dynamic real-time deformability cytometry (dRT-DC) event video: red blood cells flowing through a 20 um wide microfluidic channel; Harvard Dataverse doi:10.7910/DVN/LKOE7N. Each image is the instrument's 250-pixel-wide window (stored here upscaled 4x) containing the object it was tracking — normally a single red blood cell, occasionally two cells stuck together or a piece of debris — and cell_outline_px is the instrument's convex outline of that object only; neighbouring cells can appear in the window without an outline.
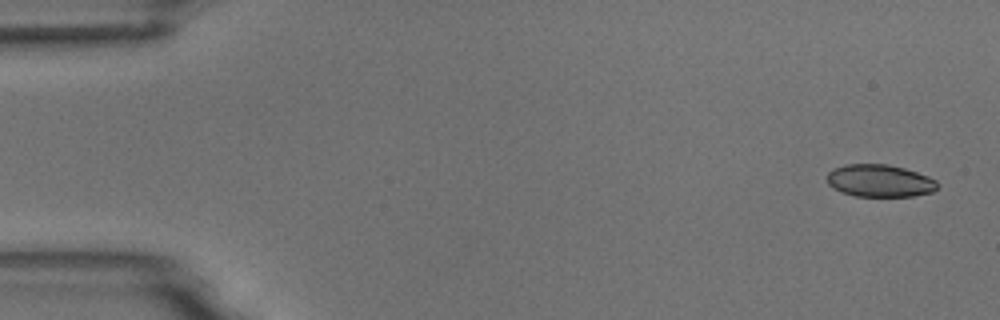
{"species": "common noctule bat (a hibernating species)", "species_latin": "Nyctalus noctula", "temperature_condition": "room temperature", "stored_images_in_passage": 4, "camera_frame_rate_fps": 3000, "um_per_image_px": 0.085, "animal": {"sex": "male", "body_mass_g": 18.8}, "frame": {"image": 1, "passage_image": 1, "time_ms": 0.0, "image_size_px": [1000, 320], "cell_outline_px": [[940, 184], [932, 192], [912, 196], [856, 196], [840, 192], [832, 188], [828, 184], [828, 172], [832, 168], [844, 164], [888, 164], [904, 168], [928, 176], [936, 180]], "centroid_in_image_um": [74.76, 15.36], "position_along_channel_um": 10.2, "area_um2": 20.98}}
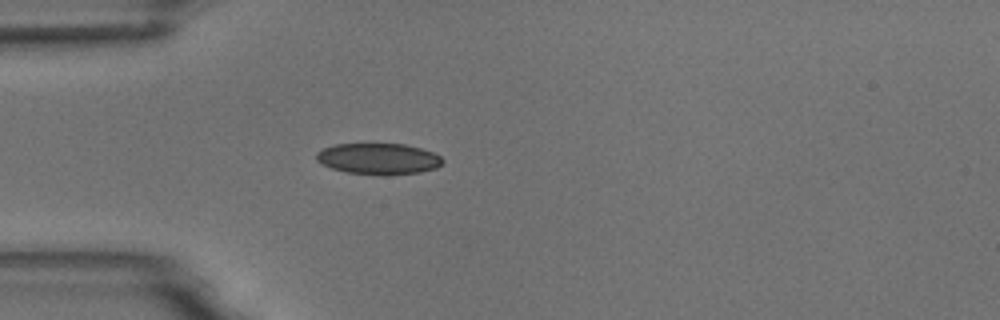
{"frame": {"image": 2, "passage_image": 4, "time_ms": 4.333, "image_size_px": [1000, 320], "cell_outline_px": [[444, 160], [436, 168], [420, 172], [348, 172], [332, 168], [316, 160], [316, 152], [324, 148], [336, 144], [404, 144], [420, 148], [432, 152], [440, 156]], "centroid_in_image_um": [32.16, 13.44], "position_along_channel_um": 52.8, "area_um2": 21.79}}